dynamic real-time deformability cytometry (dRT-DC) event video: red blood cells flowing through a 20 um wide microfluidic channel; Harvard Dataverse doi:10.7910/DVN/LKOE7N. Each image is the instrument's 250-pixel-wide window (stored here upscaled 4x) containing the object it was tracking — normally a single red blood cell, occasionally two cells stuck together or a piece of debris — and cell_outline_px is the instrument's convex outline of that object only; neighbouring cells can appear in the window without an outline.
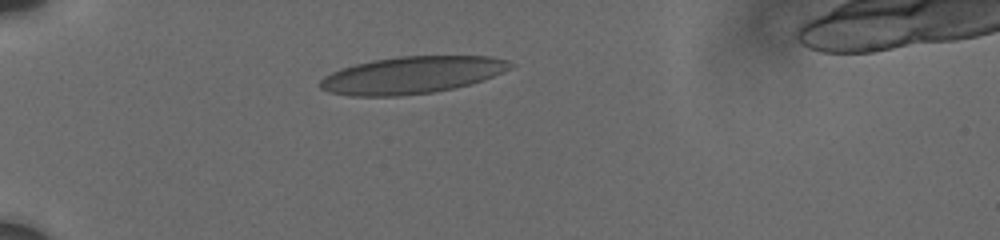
{"species": "human", "species_latin": "Homo sapiens", "temperature_condition": "cold", "stored_images_in_passage": 6, "camera_frame_rate_fps": 3000, "um_per_image_px": 0.085, "donor": {"sex": "male"}, "frame": {"image": 1, "passage_image": 1, "time_ms": 0.0, "image_size_px": [1000, 240], "cell_outline_px": [[516, 64], [512, 68], [492, 76], [468, 84], [452, 88], [432, 92], [400, 96], [352, 96], [328, 92], [320, 88], [320, 80], [324, 76], [332, 72], [356, 64], [372, 60], [400, 56], [488, 56], [508, 60]], "centroid_in_image_um": [35.0, 6.37], "position_along_channel_um": 50.0, "area_um2": 40.86}}
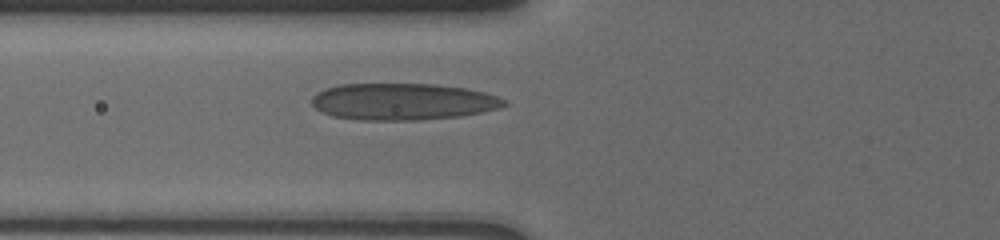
{"frame": {"image": 2, "passage_image": 4, "time_ms": 2.0, "image_size_px": [1000, 240], "cell_outline_px": [[508, 104], [500, 108], [460, 116], [416, 120], [360, 120], [332, 116], [316, 108], [312, 104], [312, 96], [316, 92], [324, 88], [340, 84], [432, 84], [468, 88], [500, 96], [508, 100]], "centroid_in_image_um": [34.27, 8.63], "position_along_channel_um": 91.5, "area_um2": 41.44}}